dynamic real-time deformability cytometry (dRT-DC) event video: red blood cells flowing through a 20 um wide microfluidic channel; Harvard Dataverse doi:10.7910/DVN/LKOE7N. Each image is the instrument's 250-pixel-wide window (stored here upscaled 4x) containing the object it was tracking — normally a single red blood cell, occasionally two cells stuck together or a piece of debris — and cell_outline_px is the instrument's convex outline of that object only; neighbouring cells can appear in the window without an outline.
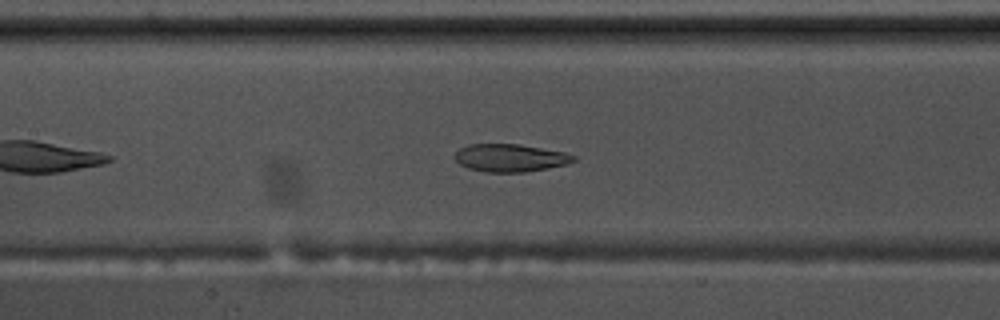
{"species": "common noctule bat (a hibernating species)", "species_latin": "Nyctalus noctula", "temperature_condition": "warm", "stored_images_in_passage": 45, "camera_frame_rate_fps": 3000, "um_per_image_px": 0.085, "animal": {"sex": "male", "body_mass_g": 17.5, "forearm_length_mm": 52.3}, "frame": {"image": 1, "passage_image": 14, "time_ms": 4.333, "image_size_px": [1000, 320], "cell_outline_px": [[576, 160], [568, 164], [548, 168], [524, 172], [484, 172], [468, 168], [460, 164], [452, 156], [460, 148], [468, 144], [520, 144], [564, 152], [576, 156]], "centroid_in_image_um": [43.36, 13.42], "position_along_channel_um": 164.0, "area_um2": 19.31}}
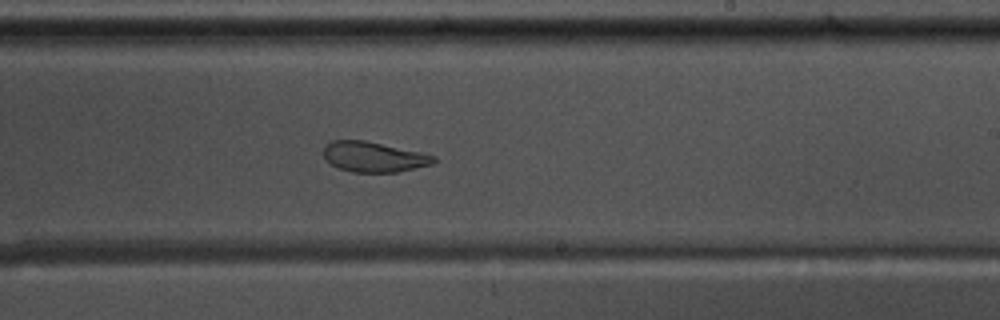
{"frame": {"image": 2, "passage_image": 22, "time_ms": 7.0, "image_size_px": [1000, 320], "cell_outline_px": [[436, 160], [432, 164], [396, 172], [352, 172], [340, 168], [332, 164], [324, 156], [324, 144], [332, 140], [364, 140], [420, 152], [436, 156]], "centroid_in_image_um": [31.75, 13.32], "position_along_channel_um": 257.2, "area_um2": 19.19}}
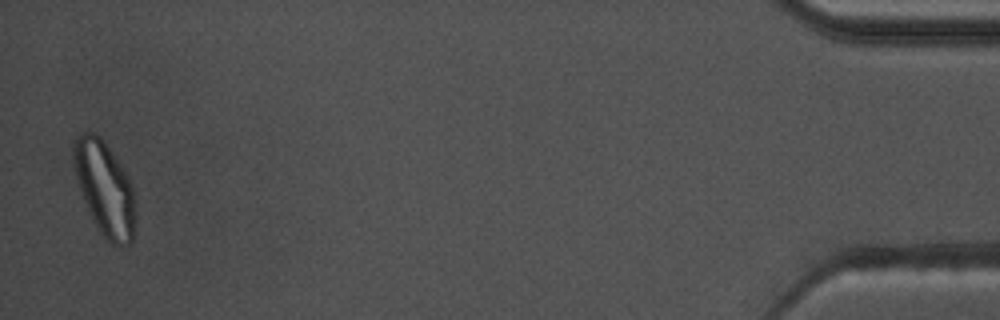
{"frame": {"image": 3, "passage_image": 44, "time_ms": 14.333, "image_size_px": [1000, 320], "cell_outline_px": [[136, 216], [132, 244], [112, 244], [104, 240], [92, 220], [80, 192], [76, 180], [72, 164], [72, 144], [76, 136], [80, 132], [88, 128], [100, 136], [104, 140], [128, 176], [132, 184], [136, 208]], "centroid_in_image_um": [8.87, 15.98], "position_along_channel_um": 426.3, "area_um2": 34.91}, "authors_computed_cell_mechanics": {"area_um2": 21.3282, "velocity_mm_per_s": 3.512, "shape_relaxation_time_tau1_ms": null, "shape_relaxation_time_tau2_ms": 1.9013, "deformation_change_tau1": null, "deformation_change_tau2": 0.085}}